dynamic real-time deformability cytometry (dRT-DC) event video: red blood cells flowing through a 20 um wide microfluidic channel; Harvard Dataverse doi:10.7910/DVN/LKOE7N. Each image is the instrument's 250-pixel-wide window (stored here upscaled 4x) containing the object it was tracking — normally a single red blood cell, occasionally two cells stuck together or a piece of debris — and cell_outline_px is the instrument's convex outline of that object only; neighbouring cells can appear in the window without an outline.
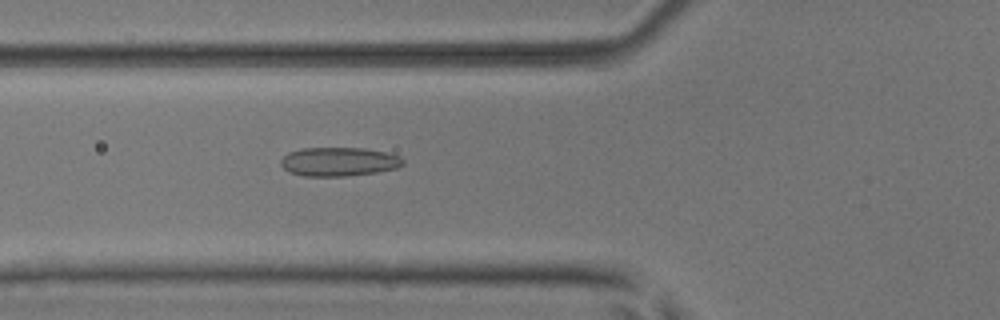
{"species": "common noctule bat (a hibernating species)", "species_latin": "Nyctalus noctula", "temperature_condition": "room temperature", "stored_images_in_passage": 26, "camera_frame_rate_fps": 3000, "um_per_image_px": 0.085, "animal": {"sex": "male", "body_mass_g": 17.9, "forearm_length_mm": 54.2}, "frame": {"image": 1, "passage_image": 13, "time_ms": 4.0, "image_size_px": [1000, 320], "cell_outline_px": [[404, 164], [396, 168], [376, 172], [344, 176], [304, 176], [288, 172], [280, 164], [280, 160], [288, 152], [300, 148], [364, 148], [384, 152], [400, 156], [404, 160]], "centroid_in_image_um": [28.77, 13.74], "position_along_channel_um": 97.0, "area_um2": 20.58}}
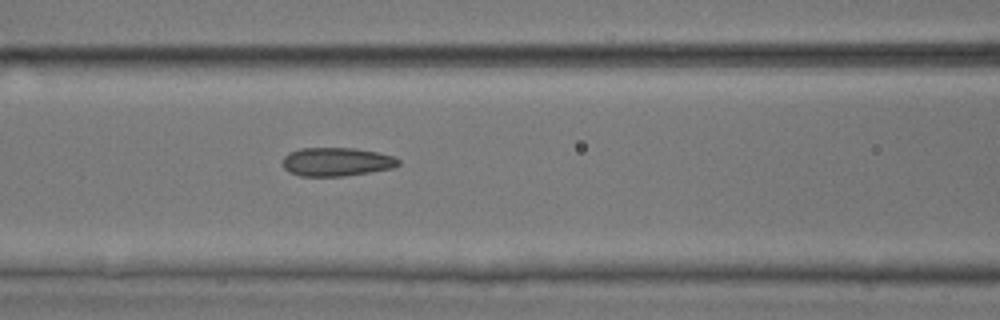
{"frame": {"image": 2, "passage_image": 16, "time_ms": 5.0, "image_size_px": [1000, 320], "cell_outline_px": [[400, 164], [392, 168], [344, 176], [300, 176], [288, 172], [284, 168], [284, 156], [288, 152], [300, 148], [356, 148], [396, 156], [400, 160]], "centroid_in_image_um": [28.61, 13.75], "position_along_channel_um": 138.0, "area_um2": 19.36}}
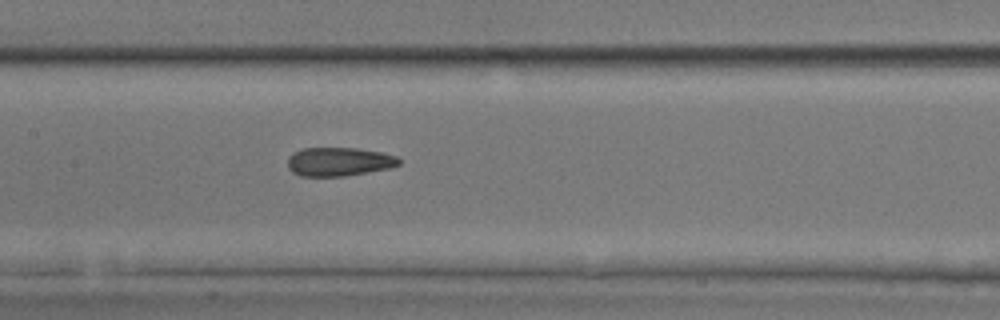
{"frame": {"image": 3, "passage_image": 19, "time_ms": 6.0, "image_size_px": [1000, 320], "cell_outline_px": [[400, 164], [388, 168], [344, 176], [300, 176], [292, 172], [288, 168], [288, 156], [292, 152], [304, 148], [356, 148], [380, 152], [396, 156], [400, 160]], "centroid_in_image_um": [28.76, 13.74], "position_along_channel_um": 178.6, "area_um2": 18.55}}